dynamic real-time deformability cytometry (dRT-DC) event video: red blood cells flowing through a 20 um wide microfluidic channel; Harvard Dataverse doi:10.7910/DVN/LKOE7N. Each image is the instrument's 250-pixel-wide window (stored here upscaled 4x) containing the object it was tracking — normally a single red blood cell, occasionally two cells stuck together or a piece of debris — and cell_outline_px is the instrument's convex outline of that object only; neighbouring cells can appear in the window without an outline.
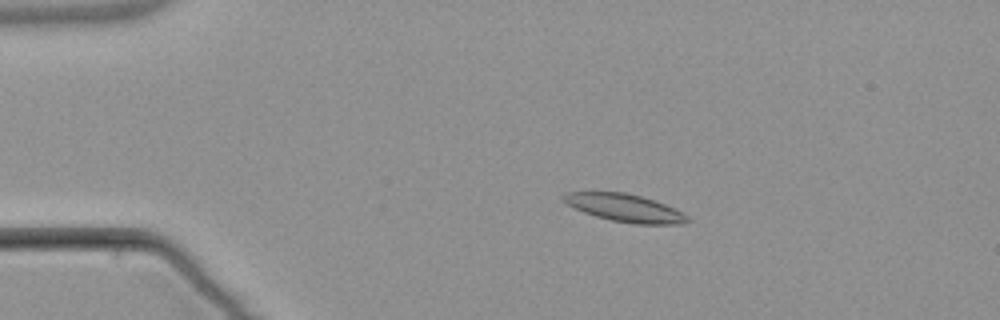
{"species": "common noctule bat (a hibernating species)", "species_latin": "Nyctalus noctula", "temperature_condition": "warm", "stored_images_in_passage": 5, "camera_frame_rate_fps": 3000, "um_per_image_px": 0.085, "animal": {"sex": "male", "body_mass_g": 21.5, "forearm_length_mm": 52.0}, "frame": {"image": 1, "passage_image": 3, "time_ms": 2.333, "image_size_px": [1000, 320], "cell_outline_px": [[692, 220], [684, 224], [636, 224], [612, 220], [596, 216], [584, 212], [560, 200], [564, 192], [624, 192], [656, 200], [676, 208], [684, 212]], "centroid_in_image_um": [53.17, 17.67], "position_along_channel_um": 31.8, "area_um2": 20.17}}